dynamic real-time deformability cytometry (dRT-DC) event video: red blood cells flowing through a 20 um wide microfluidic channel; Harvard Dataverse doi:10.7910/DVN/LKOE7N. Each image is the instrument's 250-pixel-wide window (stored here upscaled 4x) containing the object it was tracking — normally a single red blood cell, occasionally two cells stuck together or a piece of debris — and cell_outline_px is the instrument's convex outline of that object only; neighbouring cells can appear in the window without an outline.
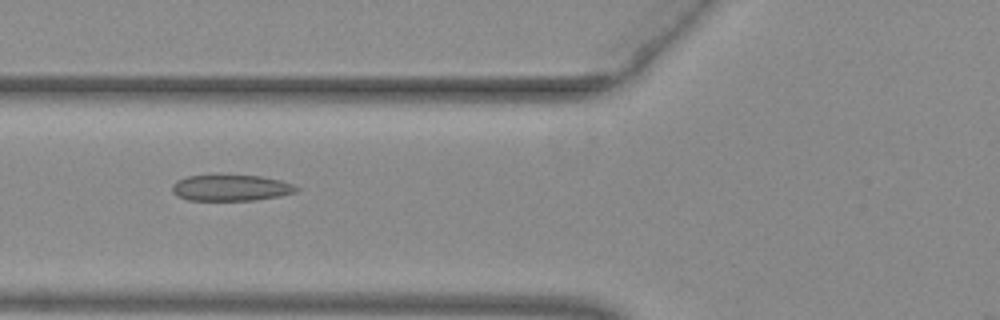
{"species": "common noctule bat (a hibernating species)", "species_latin": "Nyctalus noctula", "temperature_condition": "warm", "stored_images_in_passage": 51, "camera_frame_rate_fps": 3000, "um_per_image_px": 0.085, "animal": {"sex": "female", "body_mass_g": 29.2, "forearm_length_mm": 56.3}, "frame": {"image": 1, "passage_image": 21, "time_ms": 6.667, "image_size_px": [1000, 320], "cell_outline_px": [[300, 188], [296, 192], [280, 196], [256, 200], [188, 200], [176, 196], [172, 192], [172, 184], [176, 180], [188, 176], [260, 176], [280, 180], [292, 184]], "centroid_in_image_um": [19.62, 15.98], "position_along_channel_um": 106.2, "area_um2": 18.79}}
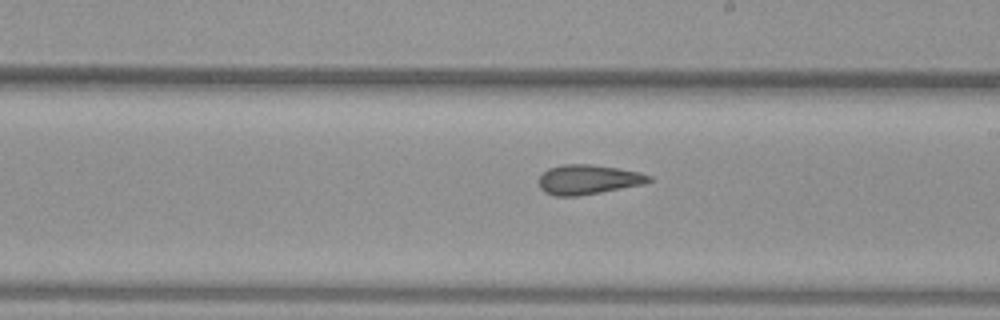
{"frame": {"image": 2, "passage_image": 31, "time_ms": 10.0, "image_size_px": [1000, 320], "cell_outline_px": [[652, 180], [644, 184], [600, 192], [576, 196], [552, 196], [544, 192], [540, 188], [540, 176], [548, 168], [564, 164], [592, 164], [640, 172], [652, 176]], "centroid_in_image_um": [49.99, 15.26], "position_along_channel_um": 239.0, "area_um2": 18.96}}
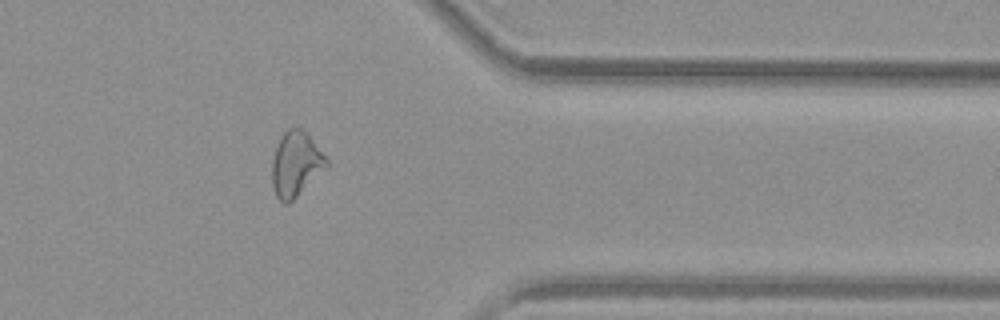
{"frame": {"image": 3, "passage_image": 43, "time_ms": 14.0, "image_size_px": [1000, 320], "cell_outline_px": [[328, 164], [288, 204], [284, 204], [276, 196], [272, 184], [272, 160], [280, 136], [288, 128], [300, 128], [308, 136], [328, 160]], "centroid_in_image_um": [25.09, 13.95], "position_along_channel_um": 386.3, "area_um2": 19.83}, "authors_computed_cell_mechanics": {"area_um2": 20.6924, "velocity_mm_per_s": 3.9789, "shape_relaxation_time_tau1_ms": null, "shape_relaxation_time_tau2_ms": 1.6439, "deformation_change_tau1": null, "deformation_change_tau2": 0.0978}}